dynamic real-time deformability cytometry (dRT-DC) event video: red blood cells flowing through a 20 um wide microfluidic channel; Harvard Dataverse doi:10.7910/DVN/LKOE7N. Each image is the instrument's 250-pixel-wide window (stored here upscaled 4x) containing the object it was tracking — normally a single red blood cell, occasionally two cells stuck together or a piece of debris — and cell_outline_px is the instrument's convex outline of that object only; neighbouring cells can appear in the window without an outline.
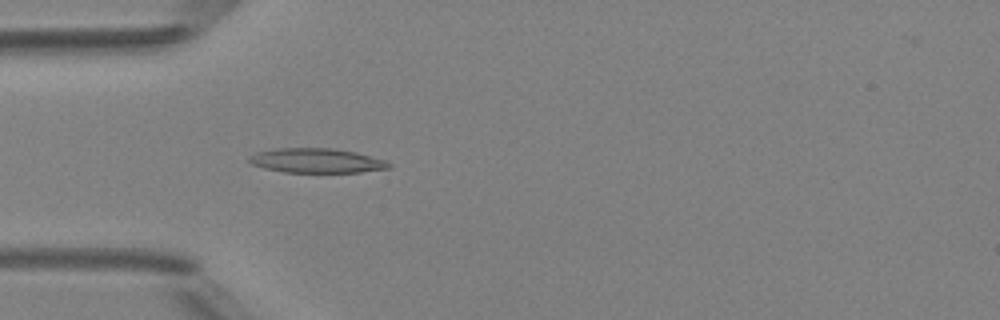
{"species": "Egyptian fruit bat (a non-hibernating species)", "species_latin": "Rousettus aegyptiacus", "temperature_condition": "room temperature", "stored_images_in_passage": 44, "camera_frame_rate_fps": 3000, "um_per_image_px": 0.085, "animal": {"sex": "female"}, "frame": {"image": 1, "passage_image": 10, "time_ms": 3.0, "image_size_px": [1000, 320], "cell_outline_px": [[392, 168], [360, 172], [284, 172], [264, 168], [252, 164], [248, 160], [248, 156], [256, 152], [276, 148], [332, 148], [356, 152], [384, 160], [392, 164]], "centroid_in_image_um": [26.9, 13.65], "position_along_channel_um": 58.1, "area_um2": 20.0}}
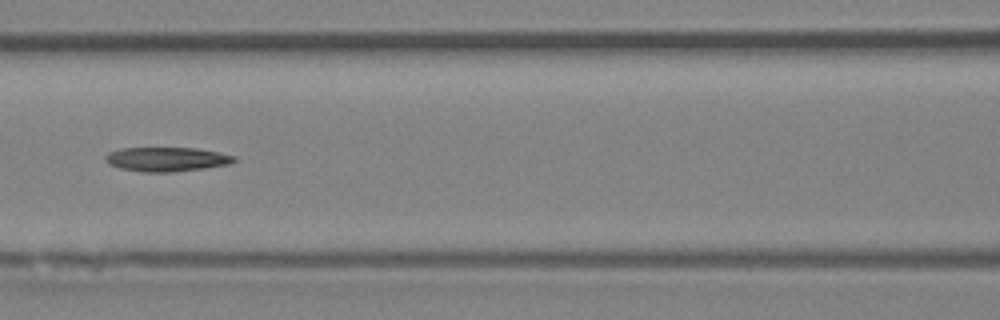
{"frame": {"image": 2, "passage_image": 17, "time_ms": 5.333, "image_size_px": [1000, 320], "cell_outline_px": [[236, 160], [232, 164], [204, 168], [172, 172], [140, 172], [120, 168], [104, 160], [104, 156], [108, 152], [120, 148], [196, 148], [236, 156]], "centroid_in_image_um": [14.16, 13.54], "position_along_channel_um": 152.4, "area_um2": 18.21}}
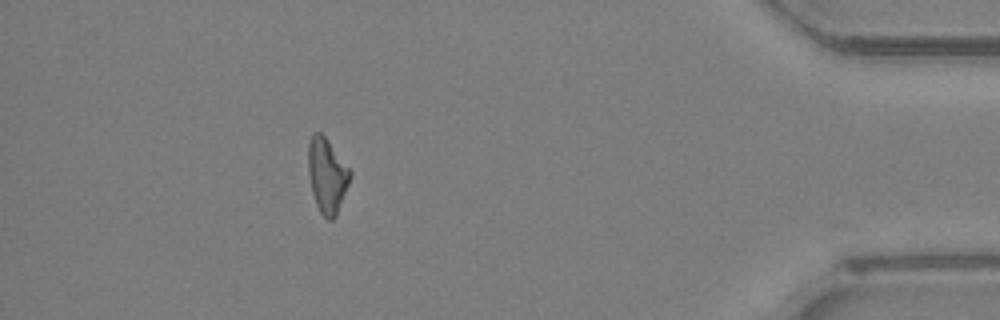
{"frame": {"image": 3, "passage_image": 39, "time_ms": 12.667, "image_size_px": [1000, 320], "cell_outline_px": [[352, 176], [336, 216], [332, 220], [328, 220], [320, 212], [316, 204], [312, 192], [308, 172], [308, 144], [312, 136], [316, 132], [320, 132], [328, 140], [352, 172]], "centroid_in_image_um": [27.8, 14.93], "position_along_channel_um": 407.4, "area_um2": 18.15}}